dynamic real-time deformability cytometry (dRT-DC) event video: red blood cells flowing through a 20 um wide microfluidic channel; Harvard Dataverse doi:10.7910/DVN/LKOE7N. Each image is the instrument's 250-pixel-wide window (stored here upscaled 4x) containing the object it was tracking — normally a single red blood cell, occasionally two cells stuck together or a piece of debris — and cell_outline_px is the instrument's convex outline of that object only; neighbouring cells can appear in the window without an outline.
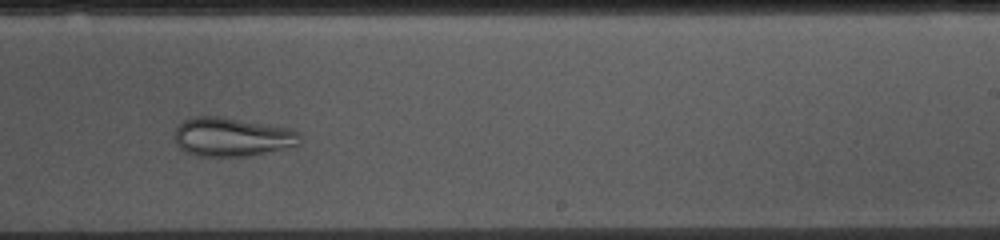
{"species": "common noctule bat (a hibernating species)", "species_latin": "Nyctalus noctula", "temperature_condition": "cold", "stored_images_in_passage": 43, "camera_frame_rate_fps": 3000, "um_per_image_px": 0.085, "animal": {"sex": "female", "body_mass_g": 10.0, "forearm_length_mm": 53.1}, "frame": {"image": 1, "passage_image": 25, "time_ms": 8.0, "image_size_px": [1000, 240], "cell_outline_px": [[300, 144], [252, 156], [196, 156], [184, 152], [176, 144], [176, 128], [184, 120], [196, 116], [220, 116], [292, 128], [300, 132]], "centroid_in_image_um": [19.74, 11.64], "position_along_channel_um": 269.3, "area_um2": 28.55}}
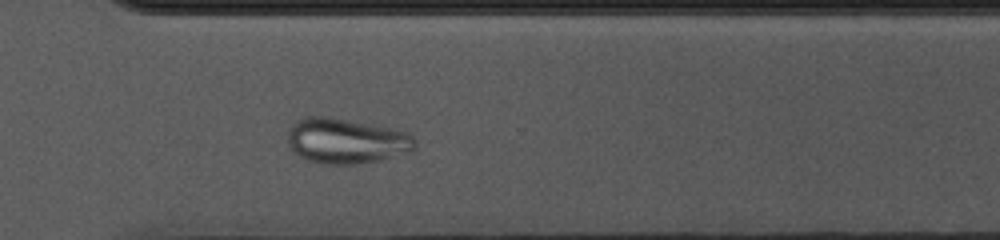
{"frame": {"image": 2, "passage_image": 31, "time_ms": 10.0, "image_size_px": [1000, 240], "cell_outline_px": [[416, 148], [376, 160], [352, 164], [328, 164], [308, 160], [300, 156], [288, 144], [288, 132], [292, 124], [296, 120], [308, 116], [332, 116], [396, 128], [408, 132], [416, 140]], "centroid_in_image_um": [29.42, 11.93], "position_along_channel_um": 341.2, "area_um2": 33.47}}